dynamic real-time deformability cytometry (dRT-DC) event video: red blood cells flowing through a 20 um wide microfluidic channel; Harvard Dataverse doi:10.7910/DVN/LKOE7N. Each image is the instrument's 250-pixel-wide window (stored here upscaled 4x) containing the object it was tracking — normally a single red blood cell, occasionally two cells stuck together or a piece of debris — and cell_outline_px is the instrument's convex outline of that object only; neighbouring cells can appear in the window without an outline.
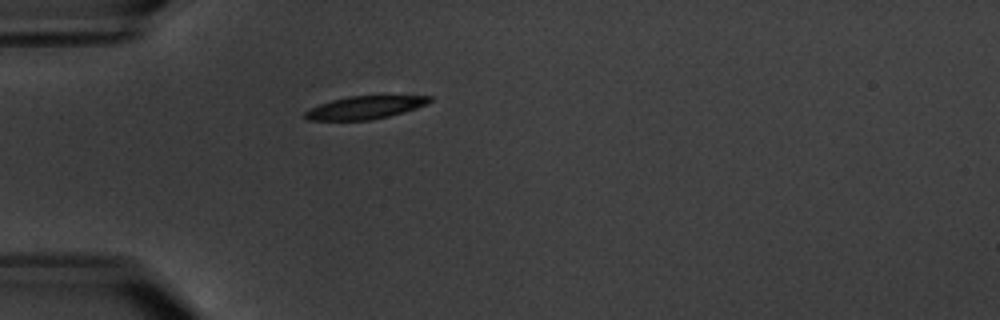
{"species": "common noctule bat (a hibernating species)", "species_latin": "Nyctalus noctula", "temperature_condition": "warm", "stored_images_in_passage": 4, "camera_frame_rate_fps": 3000, "um_per_image_px": 0.085, "animal": {"sex": "male", "body_mass_g": 20.1, "forearm_length_mm": 53.5}, "frame": {"image": 1, "passage_image": 4, "time_ms": 3.667, "image_size_px": [1000, 320], "cell_outline_px": [[432, 100], [428, 104], [388, 116], [368, 120], [308, 120], [304, 116], [304, 112], [320, 104], [332, 100], [348, 96], [432, 96]], "centroid_in_image_um": [31.01, 9.13], "position_along_channel_um": 54.0, "area_um2": 16.3}}